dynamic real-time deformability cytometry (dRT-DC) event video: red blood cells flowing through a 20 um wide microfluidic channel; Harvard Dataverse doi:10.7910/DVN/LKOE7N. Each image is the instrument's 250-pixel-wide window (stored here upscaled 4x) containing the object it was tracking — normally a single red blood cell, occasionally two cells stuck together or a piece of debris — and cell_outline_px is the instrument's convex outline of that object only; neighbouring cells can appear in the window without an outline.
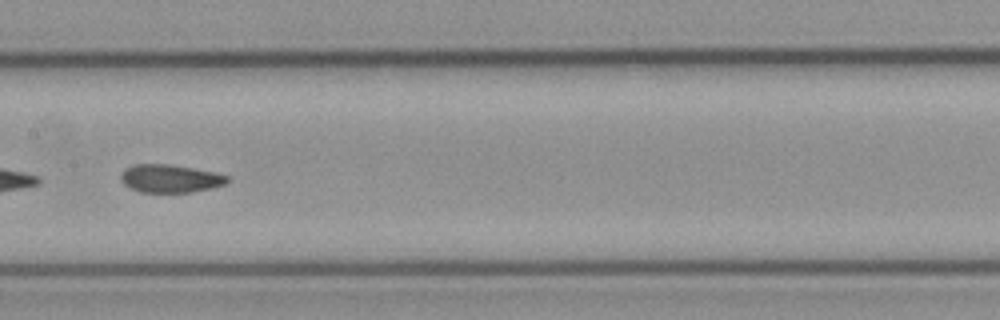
{"species": "common noctule bat (a hibernating species)", "species_latin": "Nyctalus noctula", "temperature_condition": "cold", "stored_images_in_passage": 52, "camera_frame_rate_fps": 3000, "um_per_image_px": 0.085, "animal": {"sex": "female", "body_mass_g": 21.9}, "frame": {"image": 1, "passage_image": 26, "time_ms": 8.333, "image_size_px": [1000, 320], "cell_outline_px": [[232, 180], [224, 184], [212, 188], [192, 192], [140, 192], [124, 184], [120, 180], [120, 172], [124, 168], [132, 164], [168, 164], [216, 172], [228, 176]], "centroid_in_image_um": [14.46, 15.17], "position_along_channel_um": 192.9, "area_um2": 17.57}}
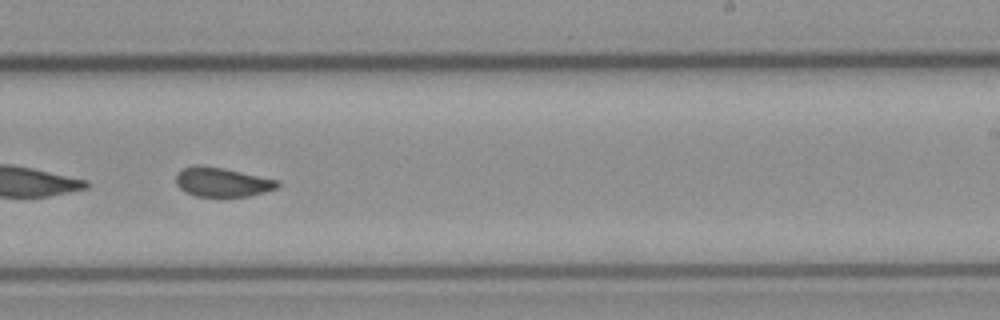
{"frame": {"image": 2, "passage_image": 32, "time_ms": 10.333, "image_size_px": [1000, 320], "cell_outline_px": [[280, 184], [276, 188], [264, 192], [248, 196], [196, 196], [184, 192], [176, 184], [176, 176], [184, 168], [196, 164], [200, 164], [224, 168], [276, 180]], "centroid_in_image_um": [18.84, 15.47], "position_along_channel_um": 270.2, "area_um2": 17.11}, "authors_computed_cell_mechanics": {"area_um2": 18.1781, "velocity_mm_per_s": 3.8813, "shape_relaxation_time_tau1_ms": null, "shape_relaxation_time_tau2_ms": 1.7195, "deformation_change_tau1": null, "deformation_change_tau2": 0.0686}}